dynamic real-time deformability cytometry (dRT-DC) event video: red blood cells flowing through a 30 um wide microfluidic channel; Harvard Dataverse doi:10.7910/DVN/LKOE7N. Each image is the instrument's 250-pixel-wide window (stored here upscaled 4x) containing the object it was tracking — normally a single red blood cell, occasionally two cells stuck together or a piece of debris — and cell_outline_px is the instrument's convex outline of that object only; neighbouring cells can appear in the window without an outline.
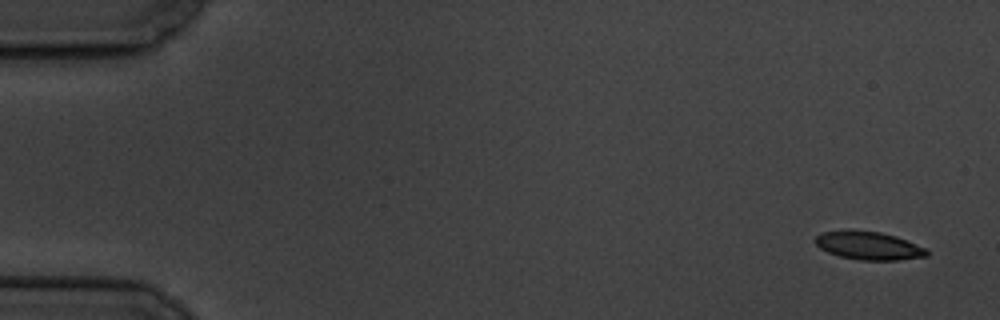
{"species": "common noctule bat (a hibernating species)", "species_latin": "Nyctalus noctula", "temperature_condition": "cold", "stored_images_in_passage": 8, "camera_frame_rate_fps": 3000, "um_per_image_px": 0.085, "animal": {"sex": "male", "body_mass_g": 19.5, "forearm_length_mm": 54.6}, "frame": {"image": 1, "passage_image": 1, "time_ms": 0.0, "image_size_px": [1000, 320], "cell_outline_px": [[928, 256], [896, 260], [860, 260], [840, 256], [828, 252], [820, 248], [816, 244], [816, 236], [820, 232], [848, 228], [880, 232], [896, 236], [928, 248]], "centroid_in_image_um": [73.83, 20.85], "position_along_channel_um": 11.2, "area_um2": 18.67}}